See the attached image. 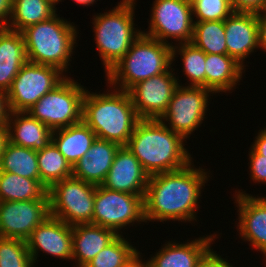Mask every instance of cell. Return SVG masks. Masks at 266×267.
<instances>
[{"mask_svg": "<svg viewBox=\"0 0 266 267\" xmlns=\"http://www.w3.org/2000/svg\"><path fill=\"white\" fill-rule=\"evenodd\" d=\"M172 69L141 81L128 91L140 119H160L166 112L180 84Z\"/></svg>", "mask_w": 266, "mask_h": 267, "instance_id": "cell-13", "label": "cell"}, {"mask_svg": "<svg viewBox=\"0 0 266 267\" xmlns=\"http://www.w3.org/2000/svg\"><path fill=\"white\" fill-rule=\"evenodd\" d=\"M107 91L102 94L85 91L82 121L97 138L126 146L140 118L129 92L116 88Z\"/></svg>", "mask_w": 266, "mask_h": 267, "instance_id": "cell-3", "label": "cell"}, {"mask_svg": "<svg viewBox=\"0 0 266 267\" xmlns=\"http://www.w3.org/2000/svg\"><path fill=\"white\" fill-rule=\"evenodd\" d=\"M185 141L160 119H140L126 147L151 176L179 170L193 162Z\"/></svg>", "mask_w": 266, "mask_h": 267, "instance_id": "cell-2", "label": "cell"}, {"mask_svg": "<svg viewBox=\"0 0 266 267\" xmlns=\"http://www.w3.org/2000/svg\"><path fill=\"white\" fill-rule=\"evenodd\" d=\"M141 255L136 258L128 267H150L149 264L145 261H142Z\"/></svg>", "mask_w": 266, "mask_h": 267, "instance_id": "cell-43", "label": "cell"}, {"mask_svg": "<svg viewBox=\"0 0 266 267\" xmlns=\"http://www.w3.org/2000/svg\"><path fill=\"white\" fill-rule=\"evenodd\" d=\"M7 127L12 144L39 151L51 143L53 131L28 112H11Z\"/></svg>", "mask_w": 266, "mask_h": 267, "instance_id": "cell-23", "label": "cell"}, {"mask_svg": "<svg viewBox=\"0 0 266 267\" xmlns=\"http://www.w3.org/2000/svg\"><path fill=\"white\" fill-rule=\"evenodd\" d=\"M8 141V127L7 125H0V160Z\"/></svg>", "mask_w": 266, "mask_h": 267, "instance_id": "cell-42", "label": "cell"}, {"mask_svg": "<svg viewBox=\"0 0 266 267\" xmlns=\"http://www.w3.org/2000/svg\"><path fill=\"white\" fill-rule=\"evenodd\" d=\"M77 32L75 24L57 13L46 21L28 26L21 31L28 61L67 73L77 44Z\"/></svg>", "mask_w": 266, "mask_h": 267, "instance_id": "cell-4", "label": "cell"}, {"mask_svg": "<svg viewBox=\"0 0 266 267\" xmlns=\"http://www.w3.org/2000/svg\"><path fill=\"white\" fill-rule=\"evenodd\" d=\"M191 43L206 54H227L224 21L194 22Z\"/></svg>", "mask_w": 266, "mask_h": 267, "instance_id": "cell-31", "label": "cell"}, {"mask_svg": "<svg viewBox=\"0 0 266 267\" xmlns=\"http://www.w3.org/2000/svg\"><path fill=\"white\" fill-rule=\"evenodd\" d=\"M149 29L144 35L173 46L192 41L194 20L191 0H155L152 3Z\"/></svg>", "mask_w": 266, "mask_h": 267, "instance_id": "cell-10", "label": "cell"}, {"mask_svg": "<svg viewBox=\"0 0 266 267\" xmlns=\"http://www.w3.org/2000/svg\"><path fill=\"white\" fill-rule=\"evenodd\" d=\"M96 185L72 177L48 188L50 216L68 225L93 224Z\"/></svg>", "mask_w": 266, "mask_h": 267, "instance_id": "cell-8", "label": "cell"}, {"mask_svg": "<svg viewBox=\"0 0 266 267\" xmlns=\"http://www.w3.org/2000/svg\"><path fill=\"white\" fill-rule=\"evenodd\" d=\"M28 61L21 32L0 28V90L8 92L21 67Z\"/></svg>", "mask_w": 266, "mask_h": 267, "instance_id": "cell-22", "label": "cell"}, {"mask_svg": "<svg viewBox=\"0 0 266 267\" xmlns=\"http://www.w3.org/2000/svg\"><path fill=\"white\" fill-rule=\"evenodd\" d=\"M62 2V0H58L57 1V3H59V2ZM74 2H76L77 4H81L82 6H91V5H93V4H95V0H73Z\"/></svg>", "mask_w": 266, "mask_h": 267, "instance_id": "cell-44", "label": "cell"}, {"mask_svg": "<svg viewBox=\"0 0 266 267\" xmlns=\"http://www.w3.org/2000/svg\"><path fill=\"white\" fill-rule=\"evenodd\" d=\"M64 74L55 67L27 61L7 92L11 112H27L67 77Z\"/></svg>", "mask_w": 266, "mask_h": 267, "instance_id": "cell-11", "label": "cell"}, {"mask_svg": "<svg viewBox=\"0 0 266 267\" xmlns=\"http://www.w3.org/2000/svg\"><path fill=\"white\" fill-rule=\"evenodd\" d=\"M227 54L244 68V59L259 48L257 13L233 12L224 20Z\"/></svg>", "mask_w": 266, "mask_h": 267, "instance_id": "cell-18", "label": "cell"}, {"mask_svg": "<svg viewBox=\"0 0 266 267\" xmlns=\"http://www.w3.org/2000/svg\"><path fill=\"white\" fill-rule=\"evenodd\" d=\"M148 179L149 175L139 160L126 146H120L116 151L106 179L101 185L109 190L144 197Z\"/></svg>", "mask_w": 266, "mask_h": 267, "instance_id": "cell-17", "label": "cell"}, {"mask_svg": "<svg viewBox=\"0 0 266 267\" xmlns=\"http://www.w3.org/2000/svg\"><path fill=\"white\" fill-rule=\"evenodd\" d=\"M249 151V170L250 177L255 183L266 184V157L259 155L252 147Z\"/></svg>", "mask_w": 266, "mask_h": 267, "instance_id": "cell-35", "label": "cell"}, {"mask_svg": "<svg viewBox=\"0 0 266 267\" xmlns=\"http://www.w3.org/2000/svg\"><path fill=\"white\" fill-rule=\"evenodd\" d=\"M96 138L94 131L82 121L53 130L51 142L73 168L78 160L88 152Z\"/></svg>", "mask_w": 266, "mask_h": 267, "instance_id": "cell-25", "label": "cell"}, {"mask_svg": "<svg viewBox=\"0 0 266 267\" xmlns=\"http://www.w3.org/2000/svg\"><path fill=\"white\" fill-rule=\"evenodd\" d=\"M172 63L171 45L141 33L126 55L105 73L108 87L128 92L139 82L168 71Z\"/></svg>", "mask_w": 266, "mask_h": 267, "instance_id": "cell-5", "label": "cell"}, {"mask_svg": "<svg viewBox=\"0 0 266 267\" xmlns=\"http://www.w3.org/2000/svg\"><path fill=\"white\" fill-rule=\"evenodd\" d=\"M40 181L47 189L60 180L72 177V167L51 142L37 151Z\"/></svg>", "mask_w": 266, "mask_h": 267, "instance_id": "cell-29", "label": "cell"}, {"mask_svg": "<svg viewBox=\"0 0 266 267\" xmlns=\"http://www.w3.org/2000/svg\"><path fill=\"white\" fill-rule=\"evenodd\" d=\"M0 267H35L25 240L0 237Z\"/></svg>", "mask_w": 266, "mask_h": 267, "instance_id": "cell-33", "label": "cell"}, {"mask_svg": "<svg viewBox=\"0 0 266 267\" xmlns=\"http://www.w3.org/2000/svg\"><path fill=\"white\" fill-rule=\"evenodd\" d=\"M259 48L266 52V11L257 13Z\"/></svg>", "mask_w": 266, "mask_h": 267, "instance_id": "cell-39", "label": "cell"}, {"mask_svg": "<svg viewBox=\"0 0 266 267\" xmlns=\"http://www.w3.org/2000/svg\"><path fill=\"white\" fill-rule=\"evenodd\" d=\"M261 130V131H260ZM251 147L262 156L266 157V127L260 129Z\"/></svg>", "mask_w": 266, "mask_h": 267, "instance_id": "cell-40", "label": "cell"}, {"mask_svg": "<svg viewBox=\"0 0 266 267\" xmlns=\"http://www.w3.org/2000/svg\"><path fill=\"white\" fill-rule=\"evenodd\" d=\"M236 193L234 203L238 207L237 229L241 239L247 240L252 248L263 253L266 261V197H254L241 190H236Z\"/></svg>", "mask_w": 266, "mask_h": 267, "instance_id": "cell-16", "label": "cell"}, {"mask_svg": "<svg viewBox=\"0 0 266 267\" xmlns=\"http://www.w3.org/2000/svg\"><path fill=\"white\" fill-rule=\"evenodd\" d=\"M119 235L108 228L92 223L72 226V260L76 267L87 265L101 250Z\"/></svg>", "mask_w": 266, "mask_h": 267, "instance_id": "cell-21", "label": "cell"}, {"mask_svg": "<svg viewBox=\"0 0 266 267\" xmlns=\"http://www.w3.org/2000/svg\"><path fill=\"white\" fill-rule=\"evenodd\" d=\"M0 172H9L28 179L40 180L37 151L8 141L0 160Z\"/></svg>", "mask_w": 266, "mask_h": 267, "instance_id": "cell-28", "label": "cell"}, {"mask_svg": "<svg viewBox=\"0 0 266 267\" xmlns=\"http://www.w3.org/2000/svg\"><path fill=\"white\" fill-rule=\"evenodd\" d=\"M12 11V0H0V25L7 26Z\"/></svg>", "mask_w": 266, "mask_h": 267, "instance_id": "cell-41", "label": "cell"}, {"mask_svg": "<svg viewBox=\"0 0 266 267\" xmlns=\"http://www.w3.org/2000/svg\"><path fill=\"white\" fill-rule=\"evenodd\" d=\"M216 252L213 248H210L199 260L196 267H233V265Z\"/></svg>", "mask_w": 266, "mask_h": 267, "instance_id": "cell-37", "label": "cell"}, {"mask_svg": "<svg viewBox=\"0 0 266 267\" xmlns=\"http://www.w3.org/2000/svg\"><path fill=\"white\" fill-rule=\"evenodd\" d=\"M11 114L7 92L0 90V125H7Z\"/></svg>", "mask_w": 266, "mask_h": 267, "instance_id": "cell-38", "label": "cell"}, {"mask_svg": "<svg viewBox=\"0 0 266 267\" xmlns=\"http://www.w3.org/2000/svg\"><path fill=\"white\" fill-rule=\"evenodd\" d=\"M194 22L224 21L234 10L229 0H191Z\"/></svg>", "mask_w": 266, "mask_h": 267, "instance_id": "cell-34", "label": "cell"}, {"mask_svg": "<svg viewBox=\"0 0 266 267\" xmlns=\"http://www.w3.org/2000/svg\"><path fill=\"white\" fill-rule=\"evenodd\" d=\"M211 93L214 94L204 87L179 84L160 120L184 139L189 138L206 119L204 116L210 103L208 100Z\"/></svg>", "mask_w": 266, "mask_h": 267, "instance_id": "cell-12", "label": "cell"}, {"mask_svg": "<svg viewBox=\"0 0 266 267\" xmlns=\"http://www.w3.org/2000/svg\"><path fill=\"white\" fill-rule=\"evenodd\" d=\"M192 164L194 162L179 170L149 176L144 196L146 223L196 220L201 190L210 173Z\"/></svg>", "mask_w": 266, "mask_h": 267, "instance_id": "cell-1", "label": "cell"}, {"mask_svg": "<svg viewBox=\"0 0 266 267\" xmlns=\"http://www.w3.org/2000/svg\"><path fill=\"white\" fill-rule=\"evenodd\" d=\"M28 251L36 263L39 251L60 259L72 260V226L49 216L38 225L26 240Z\"/></svg>", "mask_w": 266, "mask_h": 267, "instance_id": "cell-15", "label": "cell"}, {"mask_svg": "<svg viewBox=\"0 0 266 267\" xmlns=\"http://www.w3.org/2000/svg\"><path fill=\"white\" fill-rule=\"evenodd\" d=\"M56 0H12L7 28L21 32L28 26L50 19L56 14Z\"/></svg>", "mask_w": 266, "mask_h": 267, "instance_id": "cell-26", "label": "cell"}, {"mask_svg": "<svg viewBox=\"0 0 266 267\" xmlns=\"http://www.w3.org/2000/svg\"><path fill=\"white\" fill-rule=\"evenodd\" d=\"M228 54H206L205 88L213 93H227L242 80L246 70ZM244 70V71H243Z\"/></svg>", "mask_w": 266, "mask_h": 267, "instance_id": "cell-24", "label": "cell"}, {"mask_svg": "<svg viewBox=\"0 0 266 267\" xmlns=\"http://www.w3.org/2000/svg\"><path fill=\"white\" fill-rule=\"evenodd\" d=\"M177 53L182 58L183 73L189 80L188 86L205 88L206 53L191 42L172 46V62L178 56Z\"/></svg>", "mask_w": 266, "mask_h": 267, "instance_id": "cell-32", "label": "cell"}, {"mask_svg": "<svg viewBox=\"0 0 266 267\" xmlns=\"http://www.w3.org/2000/svg\"><path fill=\"white\" fill-rule=\"evenodd\" d=\"M234 12L263 13L266 11V0H229Z\"/></svg>", "mask_w": 266, "mask_h": 267, "instance_id": "cell-36", "label": "cell"}, {"mask_svg": "<svg viewBox=\"0 0 266 267\" xmlns=\"http://www.w3.org/2000/svg\"><path fill=\"white\" fill-rule=\"evenodd\" d=\"M206 235L185 243L169 241L146 262L150 267H196L203 255L212 247V241L218 238ZM215 238V239H214Z\"/></svg>", "mask_w": 266, "mask_h": 267, "instance_id": "cell-19", "label": "cell"}, {"mask_svg": "<svg viewBox=\"0 0 266 267\" xmlns=\"http://www.w3.org/2000/svg\"><path fill=\"white\" fill-rule=\"evenodd\" d=\"M134 247L119 235L84 267H128L141 254Z\"/></svg>", "mask_w": 266, "mask_h": 267, "instance_id": "cell-30", "label": "cell"}, {"mask_svg": "<svg viewBox=\"0 0 266 267\" xmlns=\"http://www.w3.org/2000/svg\"><path fill=\"white\" fill-rule=\"evenodd\" d=\"M119 145L96 138L88 152L72 168V176L95 185H101L110 170Z\"/></svg>", "mask_w": 266, "mask_h": 267, "instance_id": "cell-20", "label": "cell"}, {"mask_svg": "<svg viewBox=\"0 0 266 267\" xmlns=\"http://www.w3.org/2000/svg\"><path fill=\"white\" fill-rule=\"evenodd\" d=\"M87 89L66 77L53 90L43 95L27 112L50 130L82 122L83 99Z\"/></svg>", "mask_w": 266, "mask_h": 267, "instance_id": "cell-7", "label": "cell"}, {"mask_svg": "<svg viewBox=\"0 0 266 267\" xmlns=\"http://www.w3.org/2000/svg\"><path fill=\"white\" fill-rule=\"evenodd\" d=\"M49 216V200L0 202V237L26 241Z\"/></svg>", "mask_w": 266, "mask_h": 267, "instance_id": "cell-14", "label": "cell"}, {"mask_svg": "<svg viewBox=\"0 0 266 267\" xmlns=\"http://www.w3.org/2000/svg\"><path fill=\"white\" fill-rule=\"evenodd\" d=\"M49 200L48 189L40 180L0 172V202Z\"/></svg>", "mask_w": 266, "mask_h": 267, "instance_id": "cell-27", "label": "cell"}, {"mask_svg": "<svg viewBox=\"0 0 266 267\" xmlns=\"http://www.w3.org/2000/svg\"><path fill=\"white\" fill-rule=\"evenodd\" d=\"M134 222H146L143 196L113 191L102 185H96L93 224L121 235V229H126L127 225H133Z\"/></svg>", "mask_w": 266, "mask_h": 267, "instance_id": "cell-9", "label": "cell"}, {"mask_svg": "<svg viewBox=\"0 0 266 267\" xmlns=\"http://www.w3.org/2000/svg\"><path fill=\"white\" fill-rule=\"evenodd\" d=\"M135 2L122 0L109 12L93 16L94 40L106 73L126 55L142 33L134 27Z\"/></svg>", "mask_w": 266, "mask_h": 267, "instance_id": "cell-6", "label": "cell"}]
</instances>
